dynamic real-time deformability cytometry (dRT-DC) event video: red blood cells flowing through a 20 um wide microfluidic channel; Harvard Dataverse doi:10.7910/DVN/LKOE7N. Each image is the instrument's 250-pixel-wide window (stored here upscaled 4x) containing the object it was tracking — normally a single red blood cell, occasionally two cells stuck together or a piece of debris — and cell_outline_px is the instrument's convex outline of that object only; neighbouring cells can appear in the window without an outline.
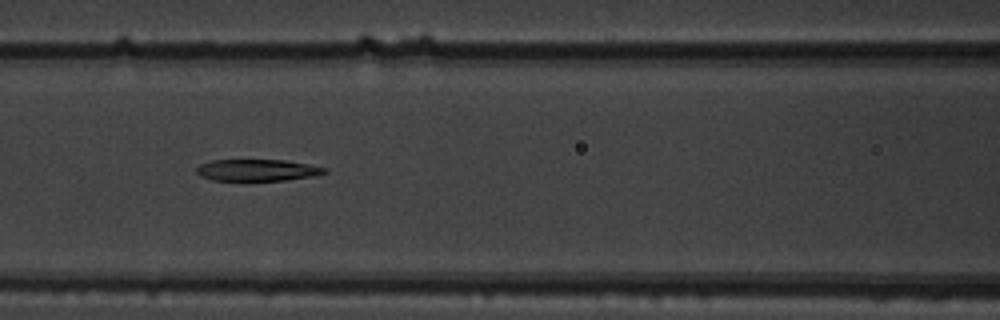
{"species": "common noctule bat (a hibernating species)", "species_latin": "Nyctalus noctula", "temperature_condition": "warm", "stored_images_in_passage": 6, "camera_frame_rate_fps": 3000, "um_per_image_px": 0.085, "animal": {"sex": "male", "body_mass_g": 19.5, "forearm_length_mm": 54.6}, "frame": {"image": 1, "passage_image": 6, "time_ms": 1.667, "image_size_px": [1000, 320], "cell_outline_px": [[328, 172], [316, 176], [284, 180], [212, 180], [200, 176], [196, 172], [196, 168], [200, 164], [212, 160], [284, 160], [308, 164], [328, 168]], "centroid_in_image_um": [21.89, 14.46], "position_along_channel_um": 144.7, "area_um2": 16.18}}